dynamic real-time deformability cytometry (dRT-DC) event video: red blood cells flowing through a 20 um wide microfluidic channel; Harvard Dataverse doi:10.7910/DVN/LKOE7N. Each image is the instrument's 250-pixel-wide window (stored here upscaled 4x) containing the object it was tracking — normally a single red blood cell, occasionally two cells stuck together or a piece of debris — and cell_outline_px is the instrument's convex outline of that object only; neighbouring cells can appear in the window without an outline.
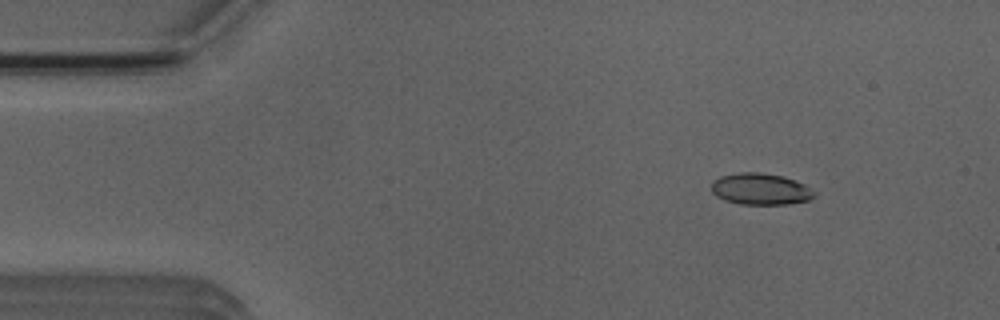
{"species": "Egyptian fruit bat (a non-hibernating species)", "species_latin": "Rousettus aegyptiacus", "temperature_condition": "room temperature", "stored_images_in_passage": 5, "camera_frame_rate_fps": 3000, "um_per_image_px": 0.085, "animal": {"sex": "male"}, "frame": {"image": 1, "passage_image": 2, "time_ms": 1.0, "image_size_px": [1000, 320], "cell_outline_px": [[816, 196], [808, 200], [788, 204], [740, 204], [724, 200], [716, 196], [712, 192], [712, 180], [720, 176], [740, 172], [760, 172], [784, 176], [796, 180], [804, 184], [816, 192]], "centroid_in_image_um": [64.65, 16.06], "position_along_channel_um": 20.4, "area_um2": 19.07}}
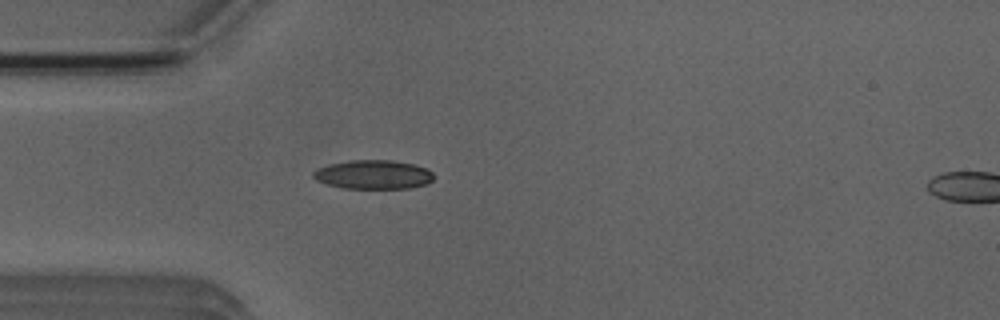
{"frame": {"image": 2, "passage_image": 4, "time_ms": 3.667, "image_size_px": [1000, 320], "cell_outline_px": [[432, 180], [428, 184], [408, 188], [344, 188], [328, 184], [316, 180], [312, 176], [312, 172], [328, 164], [352, 160], [392, 160], [412, 164], [424, 168], [432, 172]], "centroid_in_image_um": [31.72, 14.84], "position_along_channel_um": 53.3, "area_um2": 20.11}}